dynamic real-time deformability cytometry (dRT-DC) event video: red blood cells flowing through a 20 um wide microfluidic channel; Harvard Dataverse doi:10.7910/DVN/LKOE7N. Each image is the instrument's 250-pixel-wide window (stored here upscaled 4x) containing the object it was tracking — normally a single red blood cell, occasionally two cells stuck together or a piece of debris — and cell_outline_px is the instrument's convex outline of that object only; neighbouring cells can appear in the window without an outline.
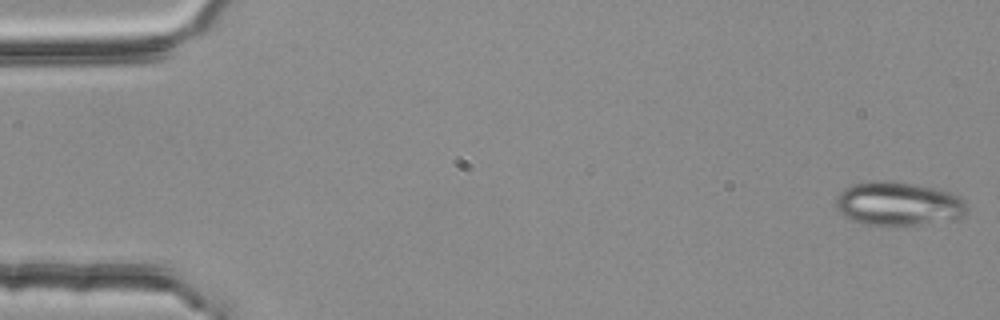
{"species": "common noctule bat (a hibernating species)", "species_latin": "Nyctalus noctula", "temperature_condition": "room temperature", "stored_images_in_passage": 4, "camera_frame_rate_fps": 3000, "um_per_image_px": 0.085, "animal": {"sex": "female", "body_mass_g": 25.1}, "frame": {"image": 1, "passage_image": 1, "time_ms": 0.0, "image_size_px": [1000, 320], "cell_outline_px": [[968, 208], [960, 216], [952, 220], [896, 228], [888, 228], [864, 224], [852, 220], [844, 216], [836, 208], [836, 196], [844, 188], [852, 184], [876, 180], [892, 180], [936, 188], [952, 192], [960, 196], [968, 204]], "centroid_in_image_um": [76.35, 17.34], "position_along_channel_um": 8.6, "area_um2": 34.51}}